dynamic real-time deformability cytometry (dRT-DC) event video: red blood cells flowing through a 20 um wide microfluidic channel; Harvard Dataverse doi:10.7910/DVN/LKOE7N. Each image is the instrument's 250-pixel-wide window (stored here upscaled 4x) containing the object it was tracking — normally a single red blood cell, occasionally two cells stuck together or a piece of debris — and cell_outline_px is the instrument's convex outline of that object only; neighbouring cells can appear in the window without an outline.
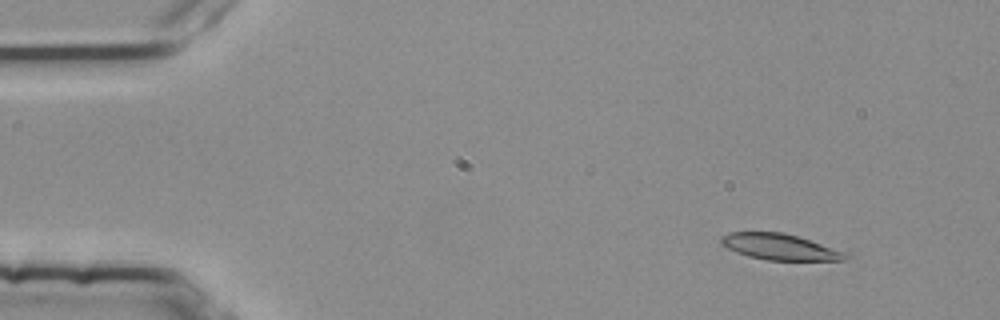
{"species": "common noctule bat (a hibernating species)", "species_latin": "Nyctalus noctula", "temperature_condition": "room temperature", "stored_images_in_passage": 3, "camera_frame_rate_fps": 3000, "um_per_image_px": 0.085, "animal": {"sex": "female", "body_mass_g": 25.1}, "frame": {"image": 1, "passage_image": 1, "time_ms": 0.0, "image_size_px": [1000, 320], "cell_outline_px": [[852, 256], [844, 260], [768, 260], [748, 256], [736, 252], [720, 244], [720, 240], [724, 236], [732, 232], [784, 232], [848, 252]], "centroid_in_image_um": [66.34, 20.99], "position_along_channel_um": 18.7, "area_um2": 18.84}}